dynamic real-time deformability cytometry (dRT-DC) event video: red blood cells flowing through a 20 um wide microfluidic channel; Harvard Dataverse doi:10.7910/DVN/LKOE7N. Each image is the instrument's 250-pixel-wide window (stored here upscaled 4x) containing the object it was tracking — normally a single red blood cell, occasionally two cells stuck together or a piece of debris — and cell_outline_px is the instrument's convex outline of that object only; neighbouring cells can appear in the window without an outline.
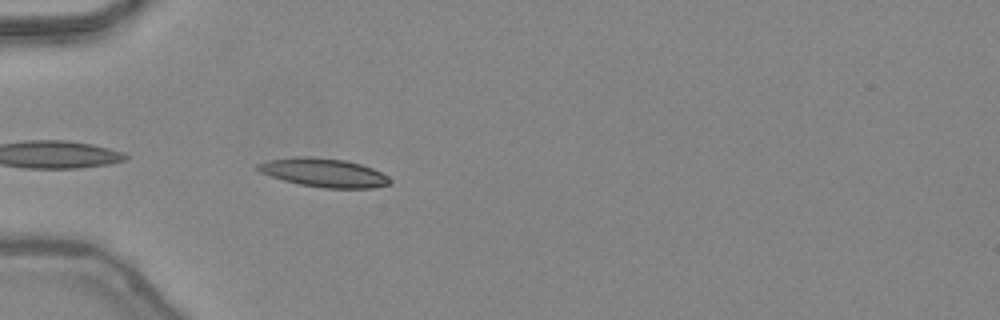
{"species": "common noctule bat (a hibernating species)", "species_latin": "Nyctalus noctula", "temperature_condition": "warm", "stored_images_in_passage": 8, "camera_frame_rate_fps": 3000, "um_per_image_px": 0.085, "animal": {"sex": "female", "body_mass_g": 24.6, "forearm_length_mm": 56.2}, "frame": {"image": 1, "passage_image": 2, "time_ms": 0.333, "image_size_px": [1000, 320], "cell_outline_px": [[392, 184], [372, 188], [324, 188], [300, 184], [284, 180], [260, 172], [256, 168], [256, 164], [268, 160], [296, 156], [312, 156], [348, 160], [372, 168], [388, 176], [392, 180]], "centroid_in_image_um": [27.55, 14.67], "position_along_channel_um": 57.5, "area_um2": 22.2}}